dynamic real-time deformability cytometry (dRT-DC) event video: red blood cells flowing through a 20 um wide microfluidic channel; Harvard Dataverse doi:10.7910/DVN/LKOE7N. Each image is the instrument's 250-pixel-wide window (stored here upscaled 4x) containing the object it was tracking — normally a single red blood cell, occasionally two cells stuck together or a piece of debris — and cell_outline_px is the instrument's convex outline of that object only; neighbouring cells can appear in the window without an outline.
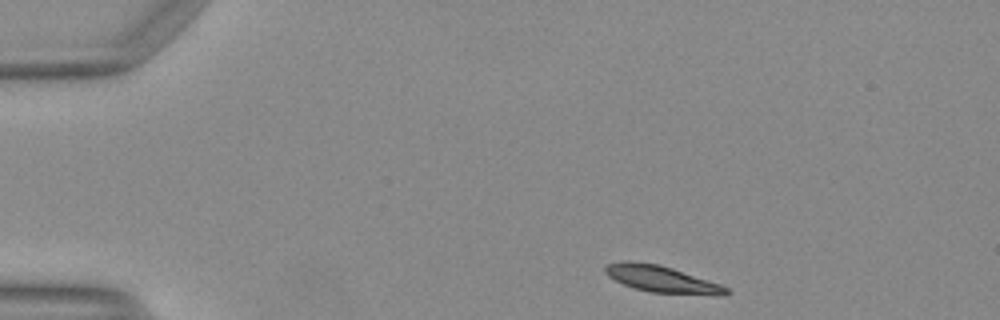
{"species": "Egyptian fruit bat (a non-hibernating species)", "species_latin": "Rousettus aegyptiacus", "temperature_condition": "warm", "stored_images_in_passage": 43, "camera_frame_rate_fps": 3000, "um_per_image_px": 0.085, "animal": {"sex": "female"}, "frame": {"image": 1, "passage_image": 1, "time_ms": 0.0, "image_size_px": [1000, 320], "cell_outline_px": [[732, 292], [724, 296], [652, 292], [636, 288], [624, 284], [608, 276], [604, 272], [604, 268], [608, 264], [620, 260], [636, 260], [660, 264], [720, 284], [728, 288]], "centroid_in_image_um": [56.26, 23.71], "position_along_channel_um": 28.7, "area_um2": 18.96}}
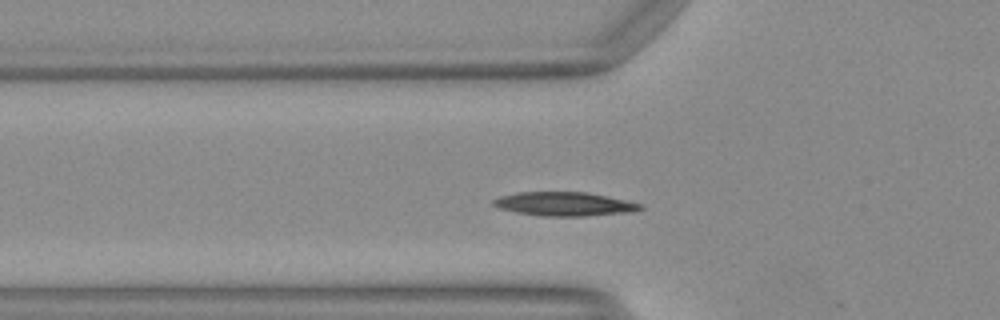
{"frame": {"image": 2, "passage_image": 10, "time_ms": 3.0, "image_size_px": [1000, 320], "cell_outline_px": [[644, 208], [632, 212], [588, 216], [540, 216], [516, 212], [500, 208], [492, 204], [492, 200], [500, 196], [516, 192], [588, 192], [644, 204]], "centroid_in_image_um": [48.0, 17.34], "position_along_channel_um": 77.8, "area_um2": 20.58}}
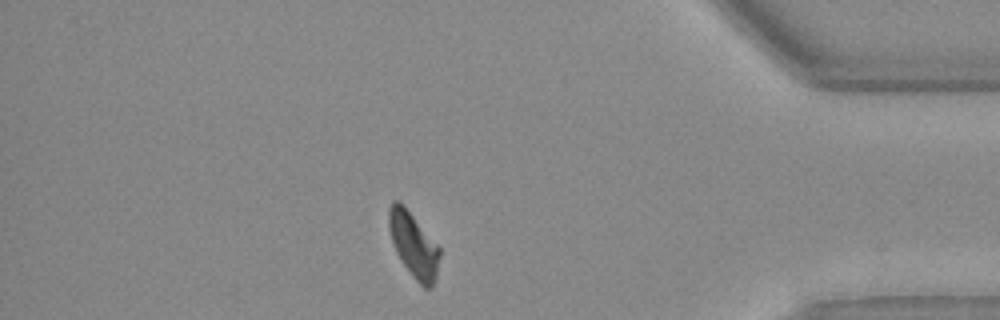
{"frame": {"image": 3, "passage_image": 36, "time_ms": 11.667, "image_size_px": [1000, 320], "cell_outline_px": [[440, 256], [436, 276], [432, 288], [424, 288], [412, 276], [396, 252], [388, 228], [388, 208], [392, 200], [396, 200], [404, 204], [440, 248]], "centroid_in_image_um": [35.14, 20.78], "position_along_channel_um": 400.1, "area_um2": 19.19}, "authors_computed_cell_mechanics": {"area_um2": 19.074, "velocity_mm_per_s": 4.0971, "shape_relaxation_time_tau1_ms": 8.5189, "shape_relaxation_time_tau2_ms": 7.0471, "deformation_change_tau1": 0.2466, "deformation_change_tau2": 0.134}}